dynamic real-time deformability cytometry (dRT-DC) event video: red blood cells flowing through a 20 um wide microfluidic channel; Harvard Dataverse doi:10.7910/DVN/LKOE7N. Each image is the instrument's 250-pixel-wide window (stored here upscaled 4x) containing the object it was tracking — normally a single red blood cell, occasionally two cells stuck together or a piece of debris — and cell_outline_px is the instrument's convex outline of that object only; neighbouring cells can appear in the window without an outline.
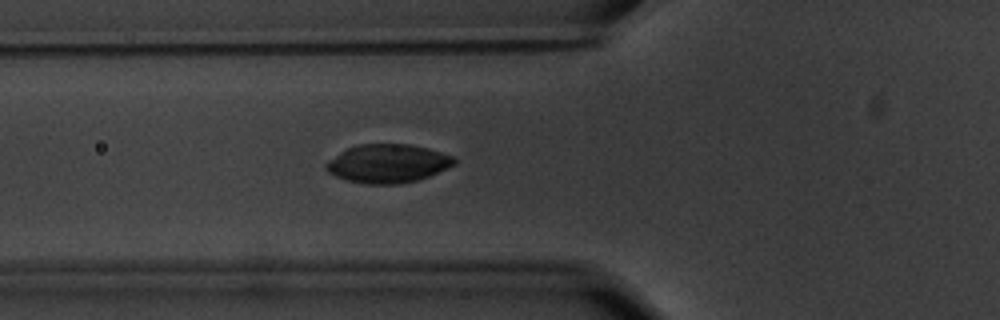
{"species": "common noctule bat (a hibernating species)", "species_latin": "Nyctalus noctula", "temperature_condition": "warm", "stored_images_in_passage": 41, "camera_frame_rate_fps": 3000, "um_per_image_px": 0.085, "animal": {"sex": "male", "body_mass_g": 20.1, "forearm_length_mm": 53.5}, "frame": {"image": 1, "passage_image": 5, "time_ms": 1.333, "image_size_px": [1000, 320], "cell_outline_px": [[456, 164], [420, 180], [396, 184], [368, 184], [348, 180], [336, 176], [328, 172], [324, 168], [324, 164], [328, 160], [340, 152], [356, 144], [408, 144], [428, 148], [452, 156], [456, 160]], "centroid_in_image_um": [32.95, 13.9], "position_along_channel_um": 92.9, "area_um2": 28.78}}
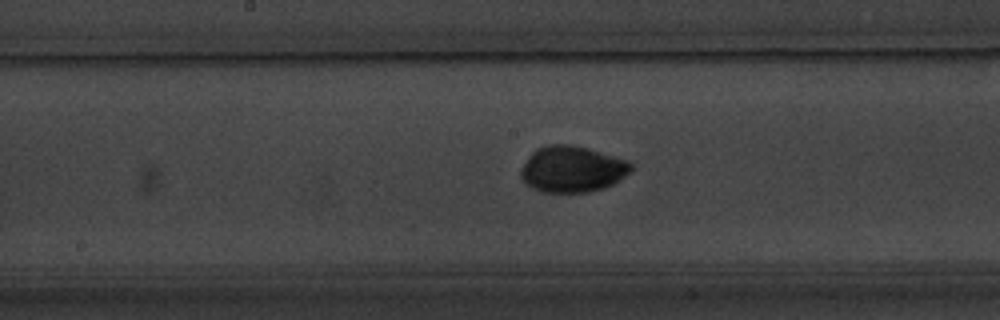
{"frame": {"image": 2, "passage_image": 14, "time_ms": 4.333, "image_size_px": [1000, 320], "cell_outline_px": [[632, 172], [612, 184], [604, 188], [588, 192], [540, 192], [532, 188], [520, 176], [520, 168], [528, 156], [536, 148], [548, 144], [568, 144], [588, 148], [628, 160], [632, 164]], "centroid_in_image_um": [48.63, 14.37], "position_along_channel_um": 199.6, "area_um2": 29.88}}
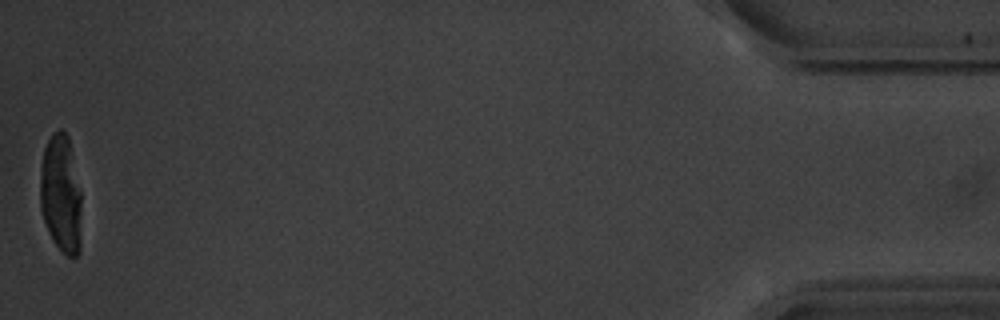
{"frame": {"image": 3, "passage_image": 41, "time_ms": 13.333, "image_size_px": [1000, 320], "cell_outline_px": [[80, 252], [76, 256], [68, 256], [52, 240], [48, 232], [40, 208], [40, 180], [44, 148], [52, 132], [60, 128], [68, 136], [80, 192]], "centroid_in_image_um": [5.16, 16.49], "position_along_channel_um": 430.0, "area_um2": 28.15}, "authors_computed_cell_mechanics": {"area_um2": 28.7844, "velocity_mm_per_s": 3.5304, "shape_relaxation_time_tau1_ms": 4.2092, "shape_relaxation_time_tau2_ms": 0.232, "deformation_change_tau1": 0.1526, "deformation_change_tau2": 0.0203}}